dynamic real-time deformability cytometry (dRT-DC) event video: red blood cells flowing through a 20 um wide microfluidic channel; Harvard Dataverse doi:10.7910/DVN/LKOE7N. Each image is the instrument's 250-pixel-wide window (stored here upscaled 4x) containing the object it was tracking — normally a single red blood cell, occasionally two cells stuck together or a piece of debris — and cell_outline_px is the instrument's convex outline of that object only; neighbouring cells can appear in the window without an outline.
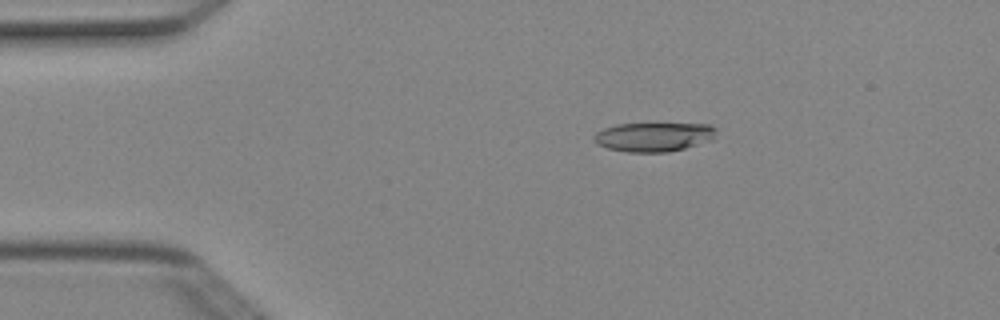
{"species": "Egyptian fruit bat (a non-hibernating species)", "species_latin": "Rousettus aegyptiacus", "temperature_condition": "cold", "stored_images_in_passage": 5, "camera_frame_rate_fps": 3000, "um_per_image_px": 0.085, "animal": {"sex": "female"}, "frame": {"image": 1, "passage_image": 3, "time_ms": 0.667, "image_size_px": [1000, 320], "cell_outline_px": [[716, 132], [712, 140], [684, 148], [668, 152], [628, 152], [608, 148], [596, 144], [592, 140], [592, 136], [596, 132], [604, 128], [616, 124], [708, 124], [716, 128]], "centroid_in_image_um": [55.53, 11.64], "position_along_channel_um": 29.5, "area_um2": 20.75}}
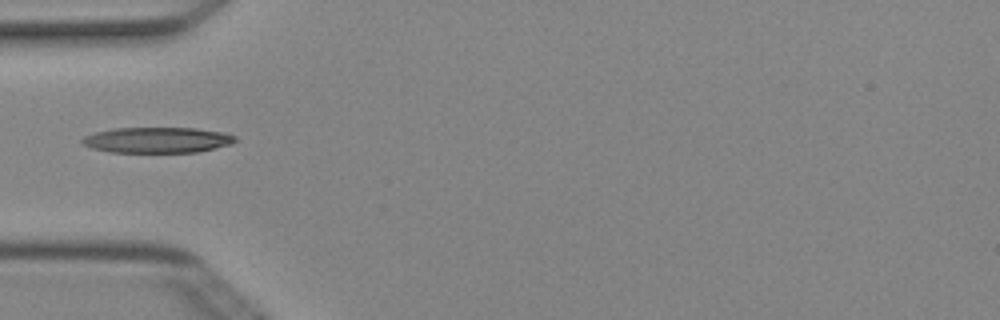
{"frame": {"image": 2, "passage_image": 5, "time_ms": 1.333, "image_size_px": [1000, 320], "cell_outline_px": [[236, 140], [232, 144], [196, 152], [108, 152], [92, 148], [84, 144], [80, 140], [84, 136], [96, 132], [112, 128], [196, 128], [220, 132], [236, 136]], "centroid_in_image_um": [13.34, 11.9], "position_along_channel_um": 71.7, "area_um2": 22.77}}